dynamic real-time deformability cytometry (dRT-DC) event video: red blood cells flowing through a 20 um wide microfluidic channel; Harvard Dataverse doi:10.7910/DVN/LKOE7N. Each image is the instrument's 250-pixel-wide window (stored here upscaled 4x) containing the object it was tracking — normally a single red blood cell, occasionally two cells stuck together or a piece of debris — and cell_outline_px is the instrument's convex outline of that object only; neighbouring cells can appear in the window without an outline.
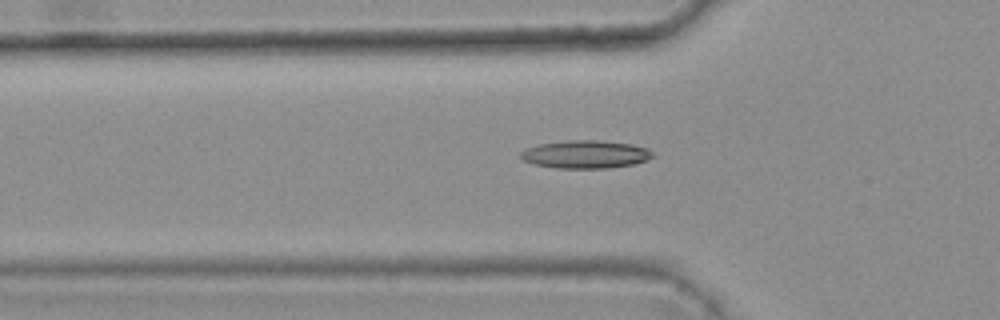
{"species": "common noctule bat (a hibernating species)", "species_latin": "Nyctalus noctula", "temperature_condition": "warm", "stored_images_in_passage": 6, "camera_frame_rate_fps": 3000, "um_per_image_px": 0.085, "animal": {"sex": "female", "body_mass_g": 25.1}, "frame": {"image": 1, "passage_image": 6, "time_ms": 1.667, "image_size_px": [1000, 320], "cell_outline_px": [[656, 156], [648, 160], [632, 164], [608, 168], [556, 168], [532, 164], [524, 160], [520, 156], [520, 152], [524, 148], [540, 144], [568, 140], [596, 140], [632, 144], [648, 148]], "centroid_in_image_um": [49.77, 13.12], "position_along_channel_um": 76.0, "area_um2": 21.62}}